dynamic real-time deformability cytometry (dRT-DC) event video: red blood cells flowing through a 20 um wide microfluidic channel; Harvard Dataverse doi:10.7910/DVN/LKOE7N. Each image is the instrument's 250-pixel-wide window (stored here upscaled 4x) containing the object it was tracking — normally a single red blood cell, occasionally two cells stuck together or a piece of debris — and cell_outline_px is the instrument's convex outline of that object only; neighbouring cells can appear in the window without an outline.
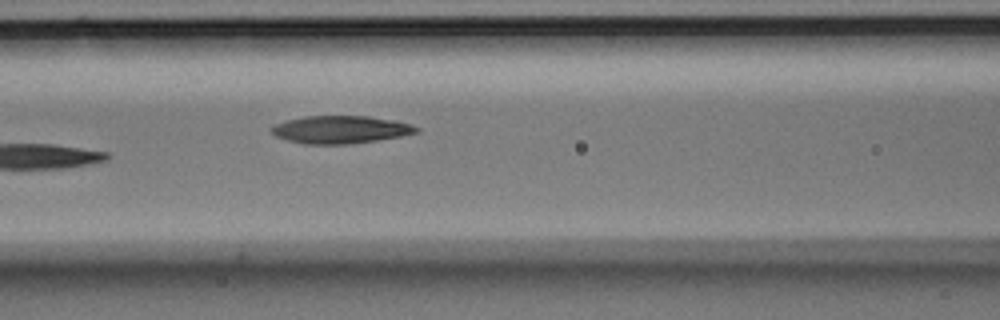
{"species": "Egyptian fruit bat (a non-hibernating species)", "species_latin": "Rousettus aegyptiacus", "temperature_condition": "room temperature", "stored_images_in_passage": 7, "camera_frame_rate_fps": 3000, "um_per_image_px": 0.085, "animal": {"sex": "male"}, "frame": {"image": 1, "passage_image": 7, "time_ms": 2.0, "image_size_px": [1000, 320], "cell_outline_px": [[420, 132], [400, 136], [376, 140], [344, 144], [304, 144], [288, 140], [276, 136], [268, 128], [272, 124], [304, 116], [368, 116], [396, 120], [412, 124], [420, 128]], "centroid_in_image_um": [28.94, 11.0], "position_along_channel_um": 137.7, "area_um2": 23.47}}